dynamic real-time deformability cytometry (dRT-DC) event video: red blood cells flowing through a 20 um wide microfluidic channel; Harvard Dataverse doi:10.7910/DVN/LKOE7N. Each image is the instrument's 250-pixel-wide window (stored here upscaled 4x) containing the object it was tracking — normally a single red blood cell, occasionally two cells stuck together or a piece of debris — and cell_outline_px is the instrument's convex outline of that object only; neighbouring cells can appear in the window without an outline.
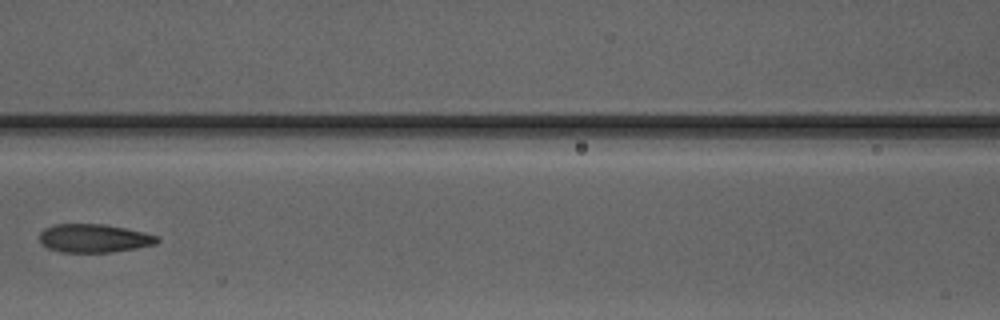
{"species": "Egyptian fruit bat (a non-hibernating species)", "species_latin": "Rousettus aegyptiacus", "temperature_condition": "warm", "stored_images_in_passage": 7, "camera_frame_rate_fps": 3000, "um_per_image_px": 0.085, "animal": {"sex": "male"}, "frame": {"image": 1, "passage_image": 7, "time_ms": 7.0, "image_size_px": [1000, 320], "cell_outline_px": [[160, 240], [156, 244], [136, 248], [112, 252], [60, 252], [48, 248], [40, 244], [40, 232], [44, 228], [52, 224], [104, 224], [144, 232], [156, 236]], "centroid_in_image_um": [7.95, 20.25], "position_along_channel_um": 158.6, "area_um2": 19.54}}